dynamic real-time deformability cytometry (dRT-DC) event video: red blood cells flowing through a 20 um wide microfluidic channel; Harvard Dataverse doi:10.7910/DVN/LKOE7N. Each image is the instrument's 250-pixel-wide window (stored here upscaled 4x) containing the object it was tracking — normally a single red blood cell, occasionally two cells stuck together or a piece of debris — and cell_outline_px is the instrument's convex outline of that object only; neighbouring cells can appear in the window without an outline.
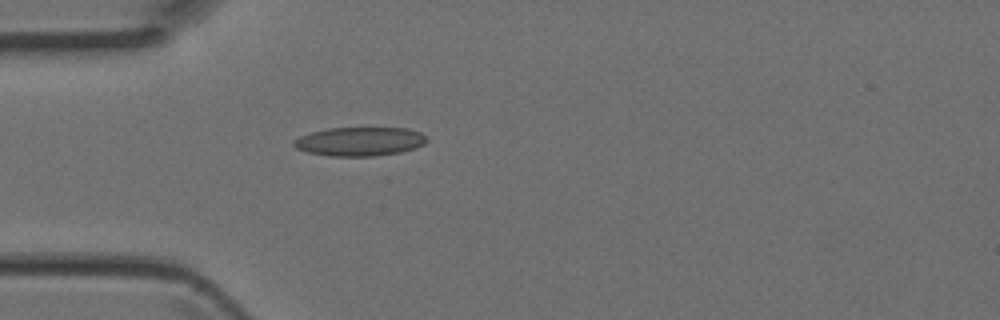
{"species": "Egyptian fruit bat (a non-hibernating species)", "species_latin": "Rousettus aegyptiacus", "temperature_condition": "room temperature", "stored_images_in_passage": 1, "camera_frame_rate_fps": 3000, "um_per_image_px": 0.085, "animal": {"sex": "female"}, "frame": {"image": 1, "passage_image": 1, "time_ms": 0.0, "image_size_px": [1000, 320], "cell_outline_px": [[428, 140], [424, 144], [416, 148], [400, 152], [372, 156], [332, 156], [308, 152], [296, 148], [292, 144], [292, 140], [300, 136], [312, 132], [328, 128], [408, 128], [420, 132]], "centroid_in_image_um": [30.57, 12.02], "position_along_channel_um": 54.4, "area_um2": 22.31}}